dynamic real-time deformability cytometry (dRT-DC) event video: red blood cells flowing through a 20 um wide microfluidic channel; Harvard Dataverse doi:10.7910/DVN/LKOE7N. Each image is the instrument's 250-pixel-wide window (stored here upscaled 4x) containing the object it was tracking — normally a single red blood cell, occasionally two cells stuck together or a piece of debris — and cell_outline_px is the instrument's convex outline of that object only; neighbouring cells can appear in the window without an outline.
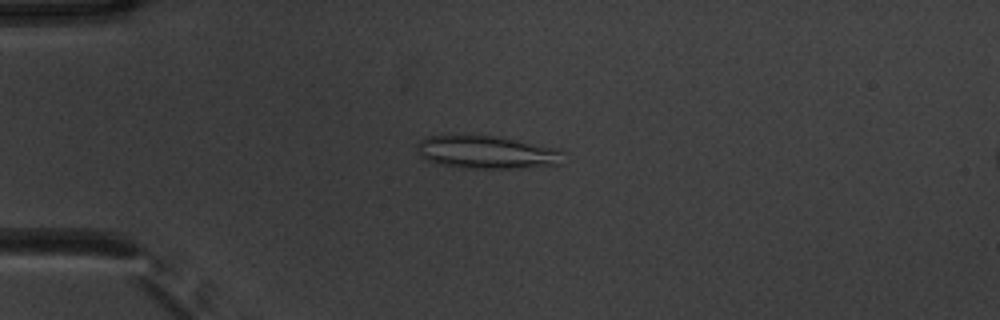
{"species": "common noctule bat (a hibernating species)", "species_latin": "Nyctalus noctula", "temperature_condition": "warm", "stored_images_in_passage": 47, "camera_frame_rate_fps": 3000, "um_per_image_px": 0.085, "animal": {"sex": "male", "body_mass_g": 20.1, "forearm_length_mm": 53.5}, "frame": {"image": 1, "passage_image": 8, "time_ms": 2.333, "image_size_px": [1000, 320], "cell_outline_px": [[560, 164], [524, 168], [464, 168], [440, 164], [428, 160], [420, 156], [416, 152], [416, 148], [420, 140], [428, 136], [464, 132], [492, 136], [516, 140], [560, 148]], "centroid_in_image_um": [41.28, 12.9], "position_along_channel_um": 43.7, "area_um2": 28.61}}
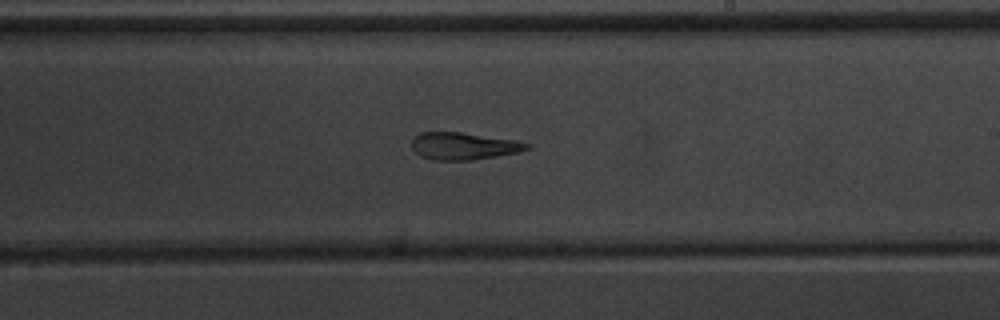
{"frame": {"image": 2, "passage_image": 26, "time_ms": 8.333, "image_size_px": [1000, 320], "cell_outline_px": [[532, 148], [520, 152], [472, 160], [432, 160], [420, 156], [412, 148], [412, 136], [420, 132], [460, 132], [516, 140], [532, 144]], "centroid_in_image_um": [39.42, 12.41], "position_along_channel_um": 249.6, "area_um2": 18.5}}
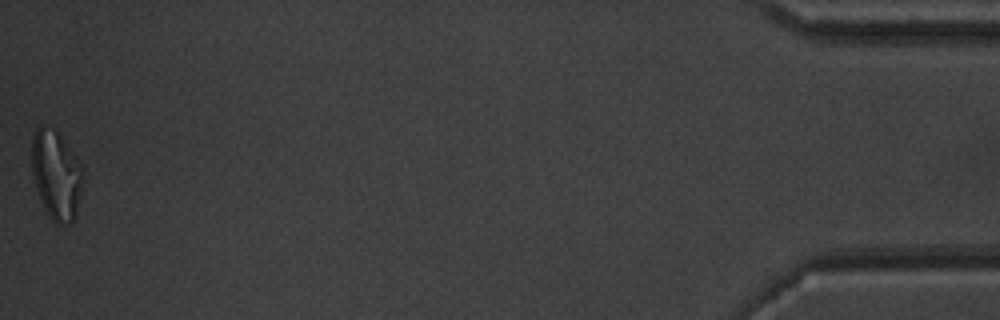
{"frame": {"image": 3, "passage_image": 47, "time_ms": 15.333, "image_size_px": [1000, 320], "cell_outline_px": [[84, 168], [80, 196], [76, 216], [68, 224], [56, 224], [48, 216], [36, 188], [32, 172], [32, 136], [36, 128], [40, 124], [56, 132], [76, 156]], "centroid_in_image_um": [4.78, 14.89], "position_along_channel_um": 430.4, "area_um2": 26.36}, "authors_computed_cell_mechanics": {"area_um2": 20.808, "velocity_mm_per_s": 3.8626, "shape_relaxation_time_tau1_ms": null, "shape_relaxation_time_tau2_ms": 2.9396, "deformation_change_tau1": null, "deformation_change_tau2": 0.1332}}